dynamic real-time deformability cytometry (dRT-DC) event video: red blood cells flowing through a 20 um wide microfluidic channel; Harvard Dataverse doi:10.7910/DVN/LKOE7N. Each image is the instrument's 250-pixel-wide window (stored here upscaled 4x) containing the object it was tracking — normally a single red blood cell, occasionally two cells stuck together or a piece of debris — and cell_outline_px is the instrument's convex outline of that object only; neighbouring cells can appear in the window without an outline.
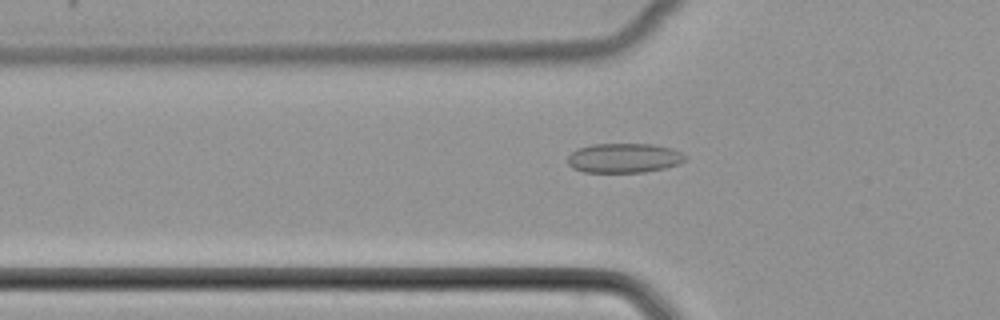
{"species": "common noctule bat (a hibernating species)", "species_latin": "Nyctalus noctula", "temperature_condition": "cold", "stored_images_in_passage": 36, "camera_frame_rate_fps": 3000, "um_per_image_px": 0.085, "animal": {"sex": "female", "body_mass_g": 22.7, "forearm_length_mm": 54.2}, "frame": {"image": 1, "passage_image": 6, "time_ms": 1.667, "image_size_px": [1000, 320], "cell_outline_px": [[688, 156], [680, 164], [664, 168], [644, 172], [584, 172], [572, 168], [568, 164], [568, 156], [576, 148], [592, 144], [652, 144], [672, 148]], "centroid_in_image_um": [53.03, 13.43], "position_along_channel_um": 72.8, "area_um2": 20.35}}
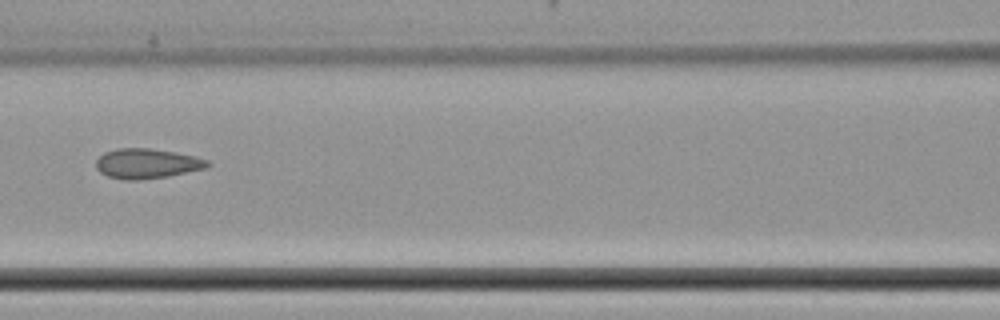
{"frame": {"image": 2, "passage_image": 12, "time_ms": 3.667, "image_size_px": [1000, 320], "cell_outline_px": [[212, 164], [208, 168], [168, 176], [140, 180], [124, 180], [108, 176], [100, 172], [96, 168], [96, 160], [104, 152], [116, 148], [148, 148], [176, 152], [196, 156], [208, 160]], "centroid_in_image_um": [12.51, 13.9], "position_along_channel_um": 154.1, "area_um2": 19.65}}
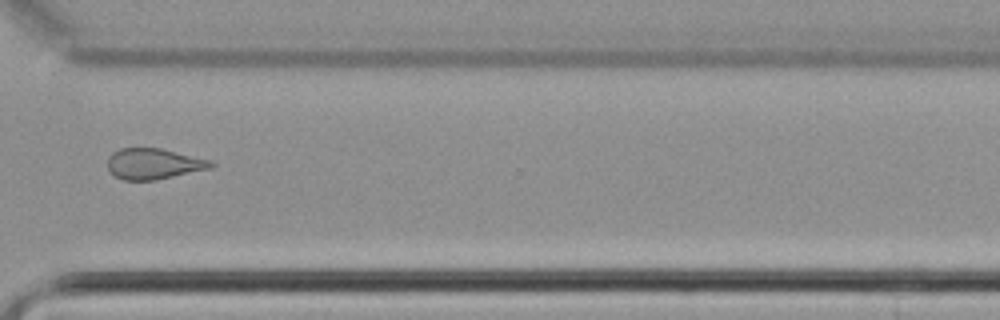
{"frame": {"image": 3, "passage_image": 27, "time_ms": 8.667, "image_size_px": [1000, 320], "cell_outline_px": [[216, 164], [212, 168], [156, 180], [124, 180], [116, 176], [108, 168], [108, 156], [112, 152], [120, 148], [160, 148], [212, 160]], "centroid_in_image_um": [13.09, 13.92], "position_along_channel_um": 357.5, "area_um2": 18.61}}